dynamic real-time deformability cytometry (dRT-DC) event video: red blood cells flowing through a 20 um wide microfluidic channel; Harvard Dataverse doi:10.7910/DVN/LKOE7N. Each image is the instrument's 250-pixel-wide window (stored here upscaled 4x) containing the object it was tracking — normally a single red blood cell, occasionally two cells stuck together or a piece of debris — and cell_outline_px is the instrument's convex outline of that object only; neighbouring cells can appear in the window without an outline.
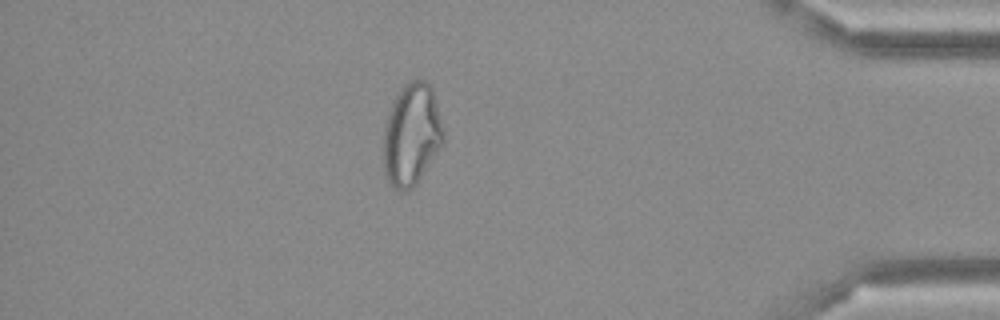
{"species": "Egyptian fruit bat (a non-hibernating species)", "species_latin": "Rousettus aegyptiacus", "temperature_condition": "cold", "stored_images_in_passage": 41, "camera_frame_rate_fps": 3000, "um_per_image_px": 0.085, "frame": {"image": 1, "passage_image": 35, "time_ms": 11.333, "image_size_px": [1000, 320], "cell_outline_px": [[444, 140], [440, 148], [416, 184], [412, 188], [404, 192], [396, 188], [388, 180], [384, 172], [384, 128], [388, 112], [392, 100], [404, 84], [416, 76], [420, 76], [432, 88], [444, 128]], "centroid_in_image_um": [34.99, 11.39], "position_along_channel_um": 400.2, "area_um2": 35.89}}